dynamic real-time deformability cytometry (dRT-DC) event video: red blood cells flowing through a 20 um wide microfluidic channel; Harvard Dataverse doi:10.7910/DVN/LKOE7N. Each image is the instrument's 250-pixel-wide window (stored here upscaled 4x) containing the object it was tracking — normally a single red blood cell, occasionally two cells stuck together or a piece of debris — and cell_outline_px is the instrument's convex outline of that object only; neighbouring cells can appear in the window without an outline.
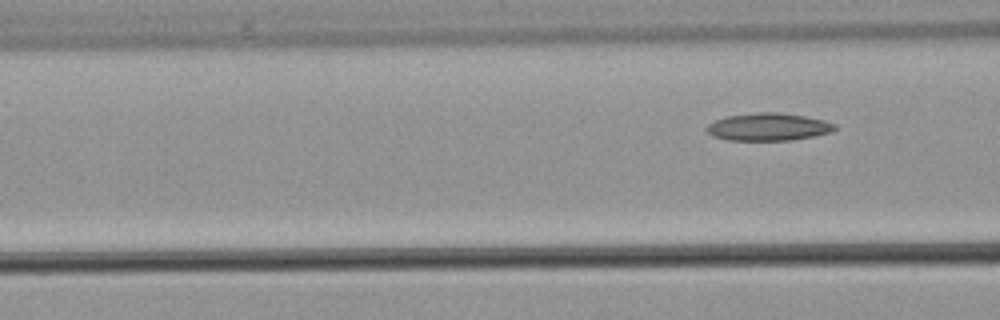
{"species": "common noctule bat (a hibernating species)", "species_latin": "Nyctalus noctula", "temperature_condition": "warm", "stored_images_in_passage": 3, "segment_of_instrument_passage": [2, 2], "camera_frame_rate_fps": 3000, "um_per_image_px": 0.085, "animal": {"sex": "male", "body_mass_g": 21.5, "forearm_length_mm": 52.0}, "frame": {"image": 1, "passage_image": 3, "time_ms": 2.667, "image_size_px": [1000, 320], "cell_outline_px": [[836, 128], [832, 132], [816, 136], [792, 140], [728, 140], [712, 136], [704, 128], [708, 124], [716, 120], [728, 116], [760, 112], [776, 112], [804, 116], [824, 120], [836, 124]], "centroid_in_image_um": [65.32, 10.79], "position_along_channel_um": 101.3, "area_um2": 20.58}}